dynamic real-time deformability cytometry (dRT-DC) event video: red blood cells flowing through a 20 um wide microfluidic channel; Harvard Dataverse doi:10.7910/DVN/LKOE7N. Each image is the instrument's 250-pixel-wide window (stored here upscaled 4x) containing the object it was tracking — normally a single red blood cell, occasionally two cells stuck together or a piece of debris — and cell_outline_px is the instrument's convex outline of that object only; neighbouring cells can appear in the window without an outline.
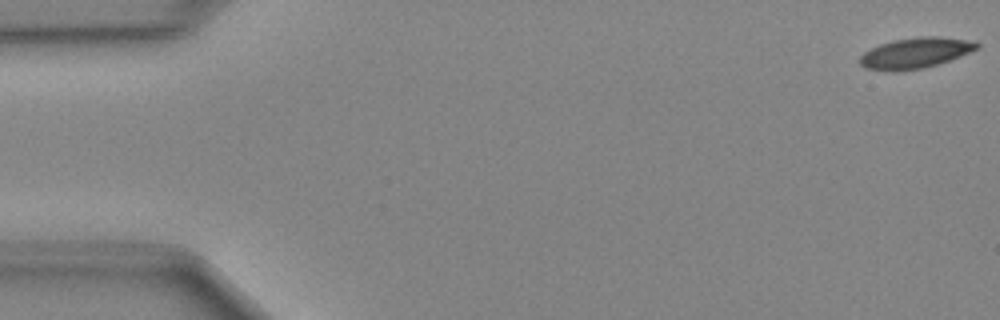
{"species": "Egyptian fruit bat (a non-hibernating species)", "species_latin": "Rousettus aegyptiacus", "temperature_condition": "cold", "stored_images_in_passage": 49, "camera_frame_rate_fps": 3000, "um_per_image_px": 0.085, "animal": {"sex": "female"}, "frame": {"image": 1, "passage_image": 1, "time_ms": 0.0, "image_size_px": [1000, 320], "cell_outline_px": [[980, 48], [960, 56], [924, 68], [892, 72], [864, 68], [860, 64], [860, 56], [864, 52], [880, 44], [892, 40], [920, 36], [940, 36], [976, 40], [980, 44]], "centroid_in_image_um": [77.84, 4.49], "position_along_channel_um": 7.2, "area_um2": 21.15}}
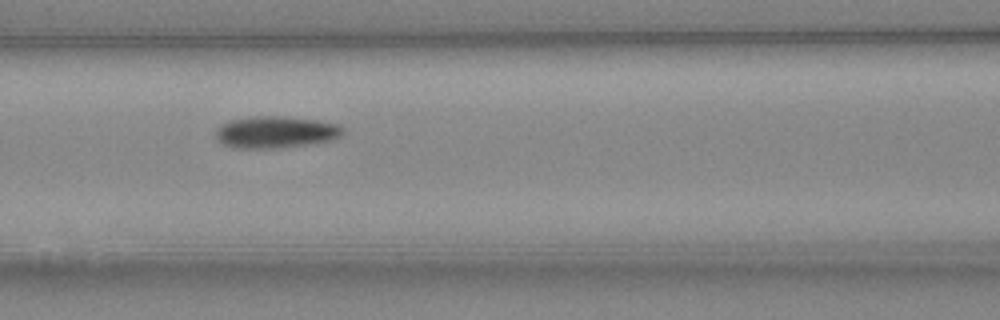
{"frame": {"image": 2, "passage_image": 21, "time_ms": 6.667, "image_size_px": [1000, 320], "cell_outline_px": [[344, 132], [340, 136], [332, 140], [308, 144], [280, 148], [236, 148], [224, 144], [216, 140], [216, 128], [220, 124], [228, 120], [252, 116], [280, 116], [316, 120], [340, 124], [344, 128]], "centroid_in_image_um": [23.42, 11.22], "position_along_channel_um": 143.2, "area_um2": 23.81}}
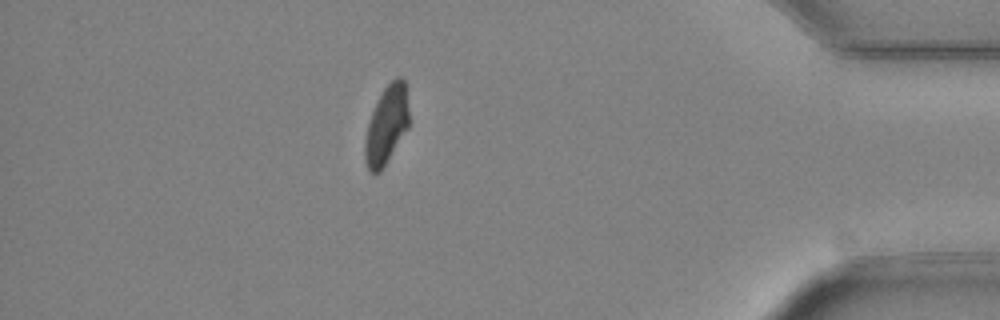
{"frame": {"image": 3, "passage_image": 43, "time_ms": 14.0, "image_size_px": [1000, 320], "cell_outline_px": [[408, 128], [380, 172], [368, 172], [364, 160], [364, 144], [368, 124], [372, 112], [384, 88], [396, 76], [400, 76], [404, 80], [408, 108]], "centroid_in_image_um": [32.84, 10.65], "position_along_channel_um": 402.4, "area_um2": 19.83}}